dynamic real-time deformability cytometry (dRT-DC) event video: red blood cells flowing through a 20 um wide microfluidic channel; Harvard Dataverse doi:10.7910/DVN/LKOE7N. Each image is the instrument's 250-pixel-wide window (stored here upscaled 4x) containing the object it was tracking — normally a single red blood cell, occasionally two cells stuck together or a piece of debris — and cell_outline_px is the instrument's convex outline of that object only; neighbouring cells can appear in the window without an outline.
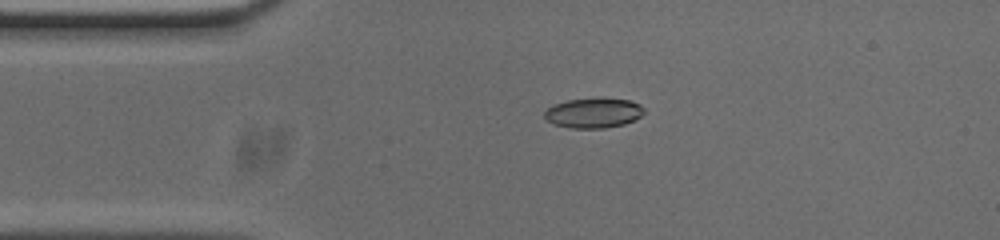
{"species": "common noctule bat (a hibernating species)", "species_latin": "Nyctalus noctula", "temperature_condition": "cold", "stored_images_in_passage": 53, "camera_frame_rate_fps": 3000, "um_per_image_px": 0.085, "animal": {"sex": "male", "body_mass_g": 20.0, "forearm_length_mm": 53.3}, "frame": {"image": 1, "passage_image": 11, "time_ms": 3.333, "image_size_px": [1000, 240], "cell_outline_px": [[644, 112], [640, 116], [624, 124], [604, 128], [572, 128], [556, 124], [548, 120], [544, 116], [544, 112], [548, 108], [556, 104], [568, 100], [628, 100], [640, 104], [644, 108]], "centroid_in_image_um": [50.45, 9.63], "position_along_channel_um": 34.5, "area_um2": 16.59}}
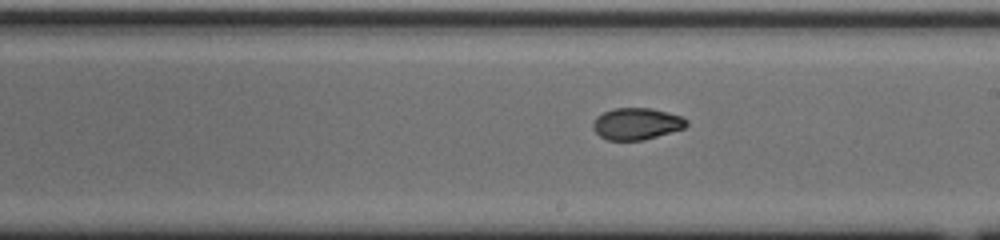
{"frame": {"image": 2, "passage_image": 29, "time_ms": 9.333, "image_size_px": [1000, 240], "cell_outline_px": [[688, 124], [684, 128], [644, 140], [608, 140], [600, 136], [596, 132], [592, 124], [604, 112], [616, 108], [652, 108], [668, 112], [680, 116], [688, 120]], "centroid_in_image_um": [54.15, 10.52], "position_along_channel_um": 234.8, "area_um2": 17.05}}
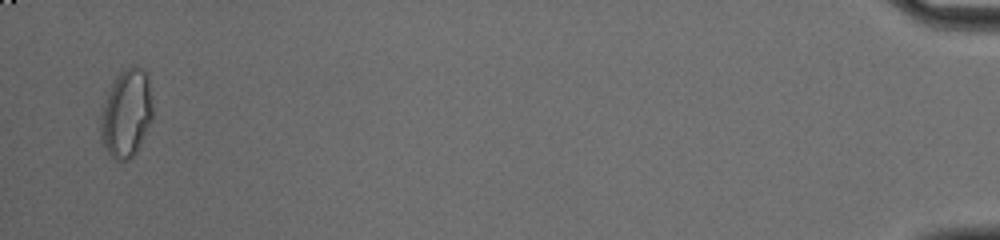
{"frame": {"image": 3, "passage_image": 52, "time_ms": 17.0, "image_size_px": [1000, 240], "cell_outline_px": [[152, 120], [136, 152], [128, 160], [116, 160], [108, 152], [100, 136], [100, 116], [112, 84], [116, 76], [124, 68], [136, 64], [148, 76], [152, 104]], "centroid_in_image_um": [10.75, 9.62], "position_along_channel_um": 424.4, "area_um2": 26.41}, "authors_computed_cell_mechanics": {"area_um2": 17.629, "velocity_mm_per_s": 3.7648, "shape_relaxation_time_tau1_ms": null, "shape_relaxation_time_tau2_ms": 1.7375, "deformation_change_tau1": null, "deformation_change_tau2": 0.0459}}